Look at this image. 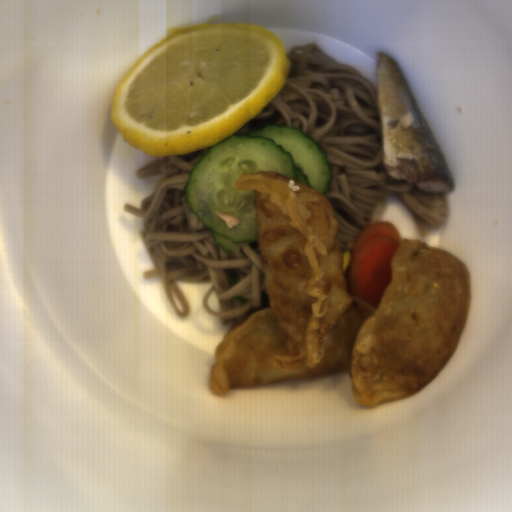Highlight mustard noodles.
<instances>
[{"instance_id": "obj_1", "label": "mustard noodles", "mask_w": 512, "mask_h": 512, "mask_svg": "<svg viewBox=\"0 0 512 512\" xmlns=\"http://www.w3.org/2000/svg\"><path fill=\"white\" fill-rule=\"evenodd\" d=\"M281 91L233 134L289 126L324 150L332 180L324 195L339 227L341 255H352L363 228L385 198L410 212L420 237L443 230L449 212L445 192H425L395 179L384 167L378 93L370 79L340 63L318 42L295 45Z\"/></svg>"}, {"instance_id": "obj_2", "label": "mustard noodles", "mask_w": 512, "mask_h": 512, "mask_svg": "<svg viewBox=\"0 0 512 512\" xmlns=\"http://www.w3.org/2000/svg\"><path fill=\"white\" fill-rule=\"evenodd\" d=\"M211 146L174 156H159L137 170L136 177L162 178L139 208L127 203L123 211L139 216L142 221L141 239L154 264L153 269L144 271V279L160 278L178 317L187 318L191 311L177 281L212 284L202 305L210 316L218 317L221 325L233 327L268 307L270 301L260 242L244 245L237 254H227L185 200L189 174ZM232 271L241 279L231 288L228 274ZM241 295L249 299L247 304L240 305L232 298Z\"/></svg>"}]
</instances>
